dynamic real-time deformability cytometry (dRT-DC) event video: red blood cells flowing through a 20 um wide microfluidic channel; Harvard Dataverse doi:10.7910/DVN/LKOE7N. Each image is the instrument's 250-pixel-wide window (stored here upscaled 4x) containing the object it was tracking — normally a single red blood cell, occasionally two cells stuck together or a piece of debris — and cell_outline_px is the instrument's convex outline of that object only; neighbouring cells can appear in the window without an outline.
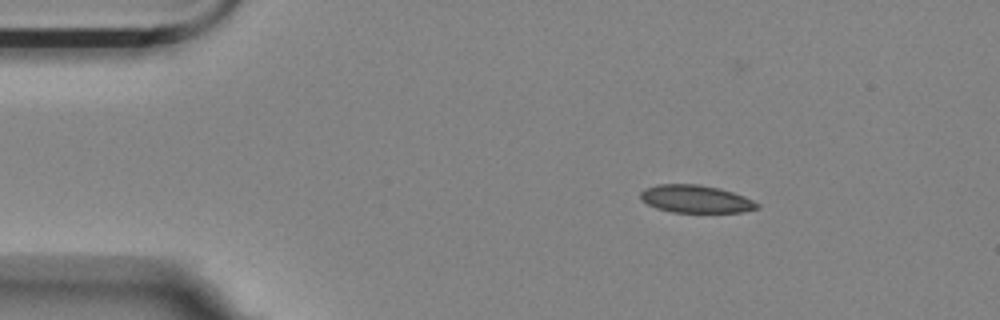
{"species": "Egyptian fruit bat (a non-hibernating species)", "species_latin": "Rousettus aegyptiacus", "temperature_condition": "room temperature", "stored_images_in_passage": 3, "camera_frame_rate_fps": 3000, "um_per_image_px": 0.085, "animal": {"sex": "female"}, "frame": {"image": 1, "passage_image": 1, "time_ms": 0.0, "image_size_px": [1000, 320], "cell_outline_px": [[760, 208], [744, 212], [672, 212], [656, 208], [648, 204], [640, 196], [640, 192], [644, 188], [656, 184], [696, 184], [720, 188], [744, 196], [760, 204]], "centroid_in_image_um": [59.15, 16.91], "position_along_channel_um": 25.8, "area_um2": 18.84}}